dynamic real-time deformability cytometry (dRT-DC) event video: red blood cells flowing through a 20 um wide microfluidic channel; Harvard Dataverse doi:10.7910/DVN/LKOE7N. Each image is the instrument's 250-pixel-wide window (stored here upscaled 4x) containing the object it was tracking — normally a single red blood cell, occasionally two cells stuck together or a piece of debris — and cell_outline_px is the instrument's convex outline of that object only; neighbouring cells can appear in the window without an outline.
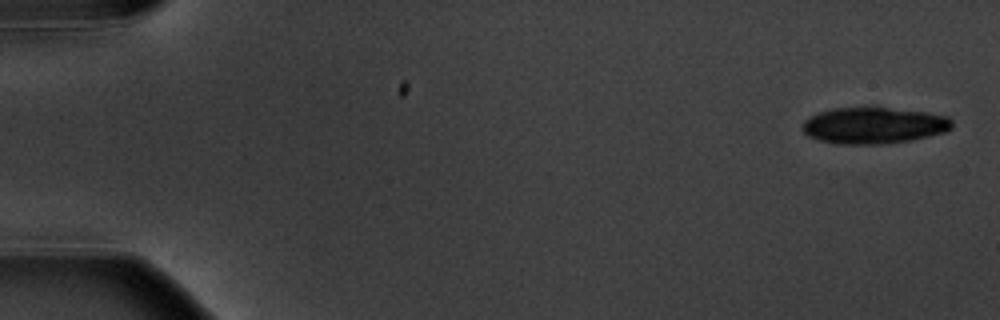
{"species": "common noctule bat (a hibernating species)", "species_latin": "Nyctalus noctula", "temperature_condition": "warm", "stored_images_in_passage": 5, "segment_of_instrument_passage": [2, 2], "camera_frame_rate_fps": 3000, "um_per_image_px": 0.085, "animal": {"sex": "male", "body_mass_g": 20.1, "forearm_length_mm": 53.5}, "frame": {"image": 1, "passage_image": 5, "time_ms": 4.667, "image_size_px": [1000, 320], "cell_outline_px": [[952, 128], [944, 132], [912, 140], [888, 144], [836, 144], [820, 140], [808, 136], [804, 132], [804, 120], [816, 112], [832, 108], [868, 104], [872, 104], [928, 112], [948, 116], [952, 120]], "centroid_in_image_um": [74.28, 10.61], "position_along_channel_um": 10.7, "area_um2": 33.0}}